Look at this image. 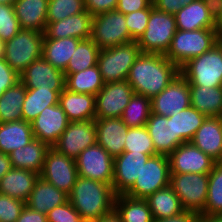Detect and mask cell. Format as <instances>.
<instances>
[{
    "label": "cell",
    "instance_id": "cell-1",
    "mask_svg": "<svg viewBox=\"0 0 222 222\" xmlns=\"http://www.w3.org/2000/svg\"><path fill=\"white\" fill-rule=\"evenodd\" d=\"M179 73L180 68L170 62L165 55L141 52L130 68L127 82L135 94L152 99L164 90Z\"/></svg>",
    "mask_w": 222,
    "mask_h": 222
},
{
    "label": "cell",
    "instance_id": "cell-2",
    "mask_svg": "<svg viewBox=\"0 0 222 222\" xmlns=\"http://www.w3.org/2000/svg\"><path fill=\"white\" fill-rule=\"evenodd\" d=\"M115 197L112 185L78 176L68 200L85 222H92L114 212Z\"/></svg>",
    "mask_w": 222,
    "mask_h": 222
},
{
    "label": "cell",
    "instance_id": "cell-3",
    "mask_svg": "<svg viewBox=\"0 0 222 222\" xmlns=\"http://www.w3.org/2000/svg\"><path fill=\"white\" fill-rule=\"evenodd\" d=\"M222 37L217 29L177 30L165 57L179 68L210 50Z\"/></svg>",
    "mask_w": 222,
    "mask_h": 222
},
{
    "label": "cell",
    "instance_id": "cell-4",
    "mask_svg": "<svg viewBox=\"0 0 222 222\" xmlns=\"http://www.w3.org/2000/svg\"><path fill=\"white\" fill-rule=\"evenodd\" d=\"M180 74L189 86H222V39L207 52L187 61Z\"/></svg>",
    "mask_w": 222,
    "mask_h": 222
},
{
    "label": "cell",
    "instance_id": "cell-5",
    "mask_svg": "<svg viewBox=\"0 0 222 222\" xmlns=\"http://www.w3.org/2000/svg\"><path fill=\"white\" fill-rule=\"evenodd\" d=\"M140 54L137 41L100 50L97 66L104 83L127 80L130 68Z\"/></svg>",
    "mask_w": 222,
    "mask_h": 222
},
{
    "label": "cell",
    "instance_id": "cell-6",
    "mask_svg": "<svg viewBox=\"0 0 222 222\" xmlns=\"http://www.w3.org/2000/svg\"><path fill=\"white\" fill-rule=\"evenodd\" d=\"M44 33L21 29L11 40L5 42V61L21 75L35 60L42 57Z\"/></svg>",
    "mask_w": 222,
    "mask_h": 222
},
{
    "label": "cell",
    "instance_id": "cell-7",
    "mask_svg": "<svg viewBox=\"0 0 222 222\" xmlns=\"http://www.w3.org/2000/svg\"><path fill=\"white\" fill-rule=\"evenodd\" d=\"M177 31L173 14L152 8L146 30L137 40L142 53L165 55Z\"/></svg>",
    "mask_w": 222,
    "mask_h": 222
},
{
    "label": "cell",
    "instance_id": "cell-8",
    "mask_svg": "<svg viewBox=\"0 0 222 222\" xmlns=\"http://www.w3.org/2000/svg\"><path fill=\"white\" fill-rule=\"evenodd\" d=\"M170 166L168 156H150L142 167L140 176L124 195L135 199H146L156 191L169 186Z\"/></svg>",
    "mask_w": 222,
    "mask_h": 222
},
{
    "label": "cell",
    "instance_id": "cell-9",
    "mask_svg": "<svg viewBox=\"0 0 222 222\" xmlns=\"http://www.w3.org/2000/svg\"><path fill=\"white\" fill-rule=\"evenodd\" d=\"M91 40L100 50L134 41L129 34L125 15L117 10L92 17Z\"/></svg>",
    "mask_w": 222,
    "mask_h": 222
},
{
    "label": "cell",
    "instance_id": "cell-10",
    "mask_svg": "<svg viewBox=\"0 0 222 222\" xmlns=\"http://www.w3.org/2000/svg\"><path fill=\"white\" fill-rule=\"evenodd\" d=\"M209 175L200 173L170 174L169 186L179 197L184 210L201 214L208 195Z\"/></svg>",
    "mask_w": 222,
    "mask_h": 222
},
{
    "label": "cell",
    "instance_id": "cell-11",
    "mask_svg": "<svg viewBox=\"0 0 222 222\" xmlns=\"http://www.w3.org/2000/svg\"><path fill=\"white\" fill-rule=\"evenodd\" d=\"M39 176L69 195L78 177L76 161L50 147Z\"/></svg>",
    "mask_w": 222,
    "mask_h": 222
},
{
    "label": "cell",
    "instance_id": "cell-12",
    "mask_svg": "<svg viewBox=\"0 0 222 222\" xmlns=\"http://www.w3.org/2000/svg\"><path fill=\"white\" fill-rule=\"evenodd\" d=\"M78 176L112 185L114 158L97 143L75 159Z\"/></svg>",
    "mask_w": 222,
    "mask_h": 222
},
{
    "label": "cell",
    "instance_id": "cell-13",
    "mask_svg": "<svg viewBox=\"0 0 222 222\" xmlns=\"http://www.w3.org/2000/svg\"><path fill=\"white\" fill-rule=\"evenodd\" d=\"M133 94L127 80L106 83L95 96L96 119L121 118Z\"/></svg>",
    "mask_w": 222,
    "mask_h": 222
},
{
    "label": "cell",
    "instance_id": "cell-14",
    "mask_svg": "<svg viewBox=\"0 0 222 222\" xmlns=\"http://www.w3.org/2000/svg\"><path fill=\"white\" fill-rule=\"evenodd\" d=\"M97 143L95 120L69 122L53 146L59 153L76 159L87 147Z\"/></svg>",
    "mask_w": 222,
    "mask_h": 222
},
{
    "label": "cell",
    "instance_id": "cell-15",
    "mask_svg": "<svg viewBox=\"0 0 222 222\" xmlns=\"http://www.w3.org/2000/svg\"><path fill=\"white\" fill-rule=\"evenodd\" d=\"M191 106L188 81L179 73L158 95L151 99L152 113L170 117Z\"/></svg>",
    "mask_w": 222,
    "mask_h": 222
},
{
    "label": "cell",
    "instance_id": "cell-16",
    "mask_svg": "<svg viewBox=\"0 0 222 222\" xmlns=\"http://www.w3.org/2000/svg\"><path fill=\"white\" fill-rule=\"evenodd\" d=\"M170 174H209L216 161L191 142L179 145L169 156Z\"/></svg>",
    "mask_w": 222,
    "mask_h": 222
},
{
    "label": "cell",
    "instance_id": "cell-17",
    "mask_svg": "<svg viewBox=\"0 0 222 222\" xmlns=\"http://www.w3.org/2000/svg\"><path fill=\"white\" fill-rule=\"evenodd\" d=\"M27 89H51L60 94L65 89V74L43 57L32 62L20 75Z\"/></svg>",
    "mask_w": 222,
    "mask_h": 222
},
{
    "label": "cell",
    "instance_id": "cell-18",
    "mask_svg": "<svg viewBox=\"0 0 222 222\" xmlns=\"http://www.w3.org/2000/svg\"><path fill=\"white\" fill-rule=\"evenodd\" d=\"M67 115L59 104L46 107L34 121L31 128L34 138L53 147L69 124Z\"/></svg>",
    "mask_w": 222,
    "mask_h": 222
},
{
    "label": "cell",
    "instance_id": "cell-19",
    "mask_svg": "<svg viewBox=\"0 0 222 222\" xmlns=\"http://www.w3.org/2000/svg\"><path fill=\"white\" fill-rule=\"evenodd\" d=\"M149 154L123 152L114 158L112 187L116 195L124 194L140 176Z\"/></svg>",
    "mask_w": 222,
    "mask_h": 222
},
{
    "label": "cell",
    "instance_id": "cell-20",
    "mask_svg": "<svg viewBox=\"0 0 222 222\" xmlns=\"http://www.w3.org/2000/svg\"><path fill=\"white\" fill-rule=\"evenodd\" d=\"M96 140L113 158L124 152L129 127L121 118L95 119Z\"/></svg>",
    "mask_w": 222,
    "mask_h": 222
},
{
    "label": "cell",
    "instance_id": "cell-21",
    "mask_svg": "<svg viewBox=\"0 0 222 222\" xmlns=\"http://www.w3.org/2000/svg\"><path fill=\"white\" fill-rule=\"evenodd\" d=\"M92 15L84 12L68 16L57 22H47L44 38H78L80 40L91 38Z\"/></svg>",
    "mask_w": 222,
    "mask_h": 222
},
{
    "label": "cell",
    "instance_id": "cell-22",
    "mask_svg": "<svg viewBox=\"0 0 222 222\" xmlns=\"http://www.w3.org/2000/svg\"><path fill=\"white\" fill-rule=\"evenodd\" d=\"M190 142L216 162H222V117H206Z\"/></svg>",
    "mask_w": 222,
    "mask_h": 222
},
{
    "label": "cell",
    "instance_id": "cell-23",
    "mask_svg": "<svg viewBox=\"0 0 222 222\" xmlns=\"http://www.w3.org/2000/svg\"><path fill=\"white\" fill-rule=\"evenodd\" d=\"M146 128L152 138L156 154L169 156L182 143L174 136L173 115L150 114Z\"/></svg>",
    "mask_w": 222,
    "mask_h": 222
},
{
    "label": "cell",
    "instance_id": "cell-24",
    "mask_svg": "<svg viewBox=\"0 0 222 222\" xmlns=\"http://www.w3.org/2000/svg\"><path fill=\"white\" fill-rule=\"evenodd\" d=\"M58 104L70 122L96 119L94 95L75 93L65 88L59 94Z\"/></svg>",
    "mask_w": 222,
    "mask_h": 222
},
{
    "label": "cell",
    "instance_id": "cell-25",
    "mask_svg": "<svg viewBox=\"0 0 222 222\" xmlns=\"http://www.w3.org/2000/svg\"><path fill=\"white\" fill-rule=\"evenodd\" d=\"M38 178L39 174L37 172L11 168L0 179V194L8 195L26 203Z\"/></svg>",
    "mask_w": 222,
    "mask_h": 222
},
{
    "label": "cell",
    "instance_id": "cell-26",
    "mask_svg": "<svg viewBox=\"0 0 222 222\" xmlns=\"http://www.w3.org/2000/svg\"><path fill=\"white\" fill-rule=\"evenodd\" d=\"M49 0H16L15 15L21 29L45 32Z\"/></svg>",
    "mask_w": 222,
    "mask_h": 222
},
{
    "label": "cell",
    "instance_id": "cell-27",
    "mask_svg": "<svg viewBox=\"0 0 222 222\" xmlns=\"http://www.w3.org/2000/svg\"><path fill=\"white\" fill-rule=\"evenodd\" d=\"M67 201L68 195L66 193L39 176L26 201V205L34 211L47 214L54 207Z\"/></svg>",
    "mask_w": 222,
    "mask_h": 222
},
{
    "label": "cell",
    "instance_id": "cell-28",
    "mask_svg": "<svg viewBox=\"0 0 222 222\" xmlns=\"http://www.w3.org/2000/svg\"><path fill=\"white\" fill-rule=\"evenodd\" d=\"M174 16L177 30L216 29L215 20L203 0L183 6Z\"/></svg>",
    "mask_w": 222,
    "mask_h": 222
},
{
    "label": "cell",
    "instance_id": "cell-29",
    "mask_svg": "<svg viewBox=\"0 0 222 222\" xmlns=\"http://www.w3.org/2000/svg\"><path fill=\"white\" fill-rule=\"evenodd\" d=\"M49 148L46 143L34 138L26 146L9 154L12 168L28 169L40 174Z\"/></svg>",
    "mask_w": 222,
    "mask_h": 222
},
{
    "label": "cell",
    "instance_id": "cell-30",
    "mask_svg": "<svg viewBox=\"0 0 222 222\" xmlns=\"http://www.w3.org/2000/svg\"><path fill=\"white\" fill-rule=\"evenodd\" d=\"M34 139L31 123L25 120L0 123V153L9 155Z\"/></svg>",
    "mask_w": 222,
    "mask_h": 222
},
{
    "label": "cell",
    "instance_id": "cell-31",
    "mask_svg": "<svg viewBox=\"0 0 222 222\" xmlns=\"http://www.w3.org/2000/svg\"><path fill=\"white\" fill-rule=\"evenodd\" d=\"M80 41V39L73 37L44 38L42 57L53 67L64 72Z\"/></svg>",
    "mask_w": 222,
    "mask_h": 222
},
{
    "label": "cell",
    "instance_id": "cell-32",
    "mask_svg": "<svg viewBox=\"0 0 222 222\" xmlns=\"http://www.w3.org/2000/svg\"><path fill=\"white\" fill-rule=\"evenodd\" d=\"M191 106L206 117H222V86H189Z\"/></svg>",
    "mask_w": 222,
    "mask_h": 222
},
{
    "label": "cell",
    "instance_id": "cell-33",
    "mask_svg": "<svg viewBox=\"0 0 222 222\" xmlns=\"http://www.w3.org/2000/svg\"><path fill=\"white\" fill-rule=\"evenodd\" d=\"M114 212L121 222H153V217L145 199H135L124 194L116 195Z\"/></svg>",
    "mask_w": 222,
    "mask_h": 222
},
{
    "label": "cell",
    "instance_id": "cell-34",
    "mask_svg": "<svg viewBox=\"0 0 222 222\" xmlns=\"http://www.w3.org/2000/svg\"><path fill=\"white\" fill-rule=\"evenodd\" d=\"M104 85L97 65L80 72L65 74V88L71 92L96 96Z\"/></svg>",
    "mask_w": 222,
    "mask_h": 222
},
{
    "label": "cell",
    "instance_id": "cell-35",
    "mask_svg": "<svg viewBox=\"0 0 222 222\" xmlns=\"http://www.w3.org/2000/svg\"><path fill=\"white\" fill-rule=\"evenodd\" d=\"M145 200L151 210L153 219L172 217L184 211L179 197L170 186L156 191Z\"/></svg>",
    "mask_w": 222,
    "mask_h": 222
},
{
    "label": "cell",
    "instance_id": "cell-36",
    "mask_svg": "<svg viewBox=\"0 0 222 222\" xmlns=\"http://www.w3.org/2000/svg\"><path fill=\"white\" fill-rule=\"evenodd\" d=\"M59 94L51 89H27L22 107V120L31 123L49 106L58 104Z\"/></svg>",
    "mask_w": 222,
    "mask_h": 222
},
{
    "label": "cell",
    "instance_id": "cell-37",
    "mask_svg": "<svg viewBox=\"0 0 222 222\" xmlns=\"http://www.w3.org/2000/svg\"><path fill=\"white\" fill-rule=\"evenodd\" d=\"M27 88L21 81L0 96V123L22 120V107Z\"/></svg>",
    "mask_w": 222,
    "mask_h": 222
},
{
    "label": "cell",
    "instance_id": "cell-38",
    "mask_svg": "<svg viewBox=\"0 0 222 222\" xmlns=\"http://www.w3.org/2000/svg\"><path fill=\"white\" fill-rule=\"evenodd\" d=\"M206 116L189 106L173 115L174 136L183 144L190 142Z\"/></svg>",
    "mask_w": 222,
    "mask_h": 222
},
{
    "label": "cell",
    "instance_id": "cell-39",
    "mask_svg": "<svg viewBox=\"0 0 222 222\" xmlns=\"http://www.w3.org/2000/svg\"><path fill=\"white\" fill-rule=\"evenodd\" d=\"M99 51V47L91 38L81 40L70 58L64 74L80 72L97 65Z\"/></svg>",
    "mask_w": 222,
    "mask_h": 222
},
{
    "label": "cell",
    "instance_id": "cell-40",
    "mask_svg": "<svg viewBox=\"0 0 222 222\" xmlns=\"http://www.w3.org/2000/svg\"><path fill=\"white\" fill-rule=\"evenodd\" d=\"M208 175V195L200 215L222 216V162H216Z\"/></svg>",
    "mask_w": 222,
    "mask_h": 222
},
{
    "label": "cell",
    "instance_id": "cell-41",
    "mask_svg": "<svg viewBox=\"0 0 222 222\" xmlns=\"http://www.w3.org/2000/svg\"><path fill=\"white\" fill-rule=\"evenodd\" d=\"M151 113V98L134 93L121 119L129 128L142 127L146 126Z\"/></svg>",
    "mask_w": 222,
    "mask_h": 222
},
{
    "label": "cell",
    "instance_id": "cell-42",
    "mask_svg": "<svg viewBox=\"0 0 222 222\" xmlns=\"http://www.w3.org/2000/svg\"><path fill=\"white\" fill-rule=\"evenodd\" d=\"M124 152L144 153L156 155L152 138L146 126L129 128L125 139Z\"/></svg>",
    "mask_w": 222,
    "mask_h": 222
},
{
    "label": "cell",
    "instance_id": "cell-43",
    "mask_svg": "<svg viewBox=\"0 0 222 222\" xmlns=\"http://www.w3.org/2000/svg\"><path fill=\"white\" fill-rule=\"evenodd\" d=\"M84 11V0H49L47 22H57Z\"/></svg>",
    "mask_w": 222,
    "mask_h": 222
},
{
    "label": "cell",
    "instance_id": "cell-44",
    "mask_svg": "<svg viewBox=\"0 0 222 222\" xmlns=\"http://www.w3.org/2000/svg\"><path fill=\"white\" fill-rule=\"evenodd\" d=\"M21 30L14 6L0 4V39L11 40Z\"/></svg>",
    "mask_w": 222,
    "mask_h": 222
},
{
    "label": "cell",
    "instance_id": "cell-45",
    "mask_svg": "<svg viewBox=\"0 0 222 222\" xmlns=\"http://www.w3.org/2000/svg\"><path fill=\"white\" fill-rule=\"evenodd\" d=\"M153 7L154 6L152 3L148 8L134 11L125 15L129 34L134 41H137L146 30L150 12Z\"/></svg>",
    "mask_w": 222,
    "mask_h": 222
},
{
    "label": "cell",
    "instance_id": "cell-46",
    "mask_svg": "<svg viewBox=\"0 0 222 222\" xmlns=\"http://www.w3.org/2000/svg\"><path fill=\"white\" fill-rule=\"evenodd\" d=\"M26 203L0 194V222H16Z\"/></svg>",
    "mask_w": 222,
    "mask_h": 222
},
{
    "label": "cell",
    "instance_id": "cell-47",
    "mask_svg": "<svg viewBox=\"0 0 222 222\" xmlns=\"http://www.w3.org/2000/svg\"><path fill=\"white\" fill-rule=\"evenodd\" d=\"M46 216L48 222H85L69 200L54 207Z\"/></svg>",
    "mask_w": 222,
    "mask_h": 222
},
{
    "label": "cell",
    "instance_id": "cell-48",
    "mask_svg": "<svg viewBox=\"0 0 222 222\" xmlns=\"http://www.w3.org/2000/svg\"><path fill=\"white\" fill-rule=\"evenodd\" d=\"M19 81L20 75L11 68L4 58H0V96Z\"/></svg>",
    "mask_w": 222,
    "mask_h": 222
},
{
    "label": "cell",
    "instance_id": "cell-49",
    "mask_svg": "<svg viewBox=\"0 0 222 222\" xmlns=\"http://www.w3.org/2000/svg\"><path fill=\"white\" fill-rule=\"evenodd\" d=\"M118 0H84V7L92 16L116 10Z\"/></svg>",
    "mask_w": 222,
    "mask_h": 222
},
{
    "label": "cell",
    "instance_id": "cell-50",
    "mask_svg": "<svg viewBox=\"0 0 222 222\" xmlns=\"http://www.w3.org/2000/svg\"><path fill=\"white\" fill-rule=\"evenodd\" d=\"M196 0H152L153 6L165 13L175 15L183 6Z\"/></svg>",
    "mask_w": 222,
    "mask_h": 222
},
{
    "label": "cell",
    "instance_id": "cell-51",
    "mask_svg": "<svg viewBox=\"0 0 222 222\" xmlns=\"http://www.w3.org/2000/svg\"><path fill=\"white\" fill-rule=\"evenodd\" d=\"M152 4V0H118L116 10L124 15L134 11L148 8Z\"/></svg>",
    "mask_w": 222,
    "mask_h": 222
},
{
    "label": "cell",
    "instance_id": "cell-52",
    "mask_svg": "<svg viewBox=\"0 0 222 222\" xmlns=\"http://www.w3.org/2000/svg\"><path fill=\"white\" fill-rule=\"evenodd\" d=\"M199 217V213L184 210L180 214L172 217L153 219V222H198Z\"/></svg>",
    "mask_w": 222,
    "mask_h": 222
},
{
    "label": "cell",
    "instance_id": "cell-53",
    "mask_svg": "<svg viewBox=\"0 0 222 222\" xmlns=\"http://www.w3.org/2000/svg\"><path fill=\"white\" fill-rule=\"evenodd\" d=\"M16 222H48V219L46 214L34 211L25 205Z\"/></svg>",
    "mask_w": 222,
    "mask_h": 222
},
{
    "label": "cell",
    "instance_id": "cell-54",
    "mask_svg": "<svg viewBox=\"0 0 222 222\" xmlns=\"http://www.w3.org/2000/svg\"><path fill=\"white\" fill-rule=\"evenodd\" d=\"M209 13L214 20L220 15L222 9V0H203Z\"/></svg>",
    "mask_w": 222,
    "mask_h": 222
},
{
    "label": "cell",
    "instance_id": "cell-55",
    "mask_svg": "<svg viewBox=\"0 0 222 222\" xmlns=\"http://www.w3.org/2000/svg\"><path fill=\"white\" fill-rule=\"evenodd\" d=\"M12 168L10 156L0 153V179Z\"/></svg>",
    "mask_w": 222,
    "mask_h": 222
},
{
    "label": "cell",
    "instance_id": "cell-56",
    "mask_svg": "<svg viewBox=\"0 0 222 222\" xmlns=\"http://www.w3.org/2000/svg\"><path fill=\"white\" fill-rule=\"evenodd\" d=\"M92 222H121V219L116 215L115 212L109 214L108 216L99 218L98 220Z\"/></svg>",
    "mask_w": 222,
    "mask_h": 222
},
{
    "label": "cell",
    "instance_id": "cell-57",
    "mask_svg": "<svg viewBox=\"0 0 222 222\" xmlns=\"http://www.w3.org/2000/svg\"><path fill=\"white\" fill-rule=\"evenodd\" d=\"M198 222H222V216H203L200 215Z\"/></svg>",
    "mask_w": 222,
    "mask_h": 222
},
{
    "label": "cell",
    "instance_id": "cell-58",
    "mask_svg": "<svg viewBox=\"0 0 222 222\" xmlns=\"http://www.w3.org/2000/svg\"><path fill=\"white\" fill-rule=\"evenodd\" d=\"M215 26L218 34L222 37V9L220 15L215 19Z\"/></svg>",
    "mask_w": 222,
    "mask_h": 222
},
{
    "label": "cell",
    "instance_id": "cell-59",
    "mask_svg": "<svg viewBox=\"0 0 222 222\" xmlns=\"http://www.w3.org/2000/svg\"><path fill=\"white\" fill-rule=\"evenodd\" d=\"M5 42L0 39V58H5Z\"/></svg>",
    "mask_w": 222,
    "mask_h": 222
},
{
    "label": "cell",
    "instance_id": "cell-60",
    "mask_svg": "<svg viewBox=\"0 0 222 222\" xmlns=\"http://www.w3.org/2000/svg\"><path fill=\"white\" fill-rule=\"evenodd\" d=\"M16 0H0V4L14 6Z\"/></svg>",
    "mask_w": 222,
    "mask_h": 222
}]
</instances>
